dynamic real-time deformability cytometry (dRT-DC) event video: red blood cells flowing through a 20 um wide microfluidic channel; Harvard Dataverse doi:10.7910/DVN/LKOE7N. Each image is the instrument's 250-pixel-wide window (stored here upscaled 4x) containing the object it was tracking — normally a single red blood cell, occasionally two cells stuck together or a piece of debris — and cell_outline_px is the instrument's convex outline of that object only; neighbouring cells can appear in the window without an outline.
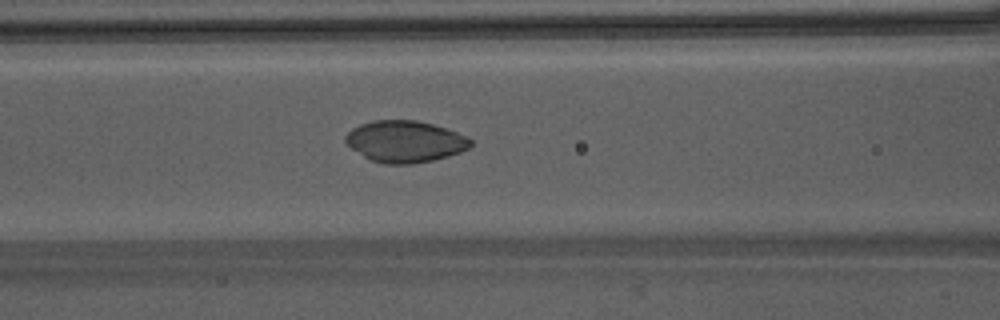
{"species": "Egyptian fruit bat (a non-hibernating species)", "species_latin": "Rousettus aegyptiacus", "temperature_condition": "warm", "stored_images_in_passage": 31, "camera_frame_rate_fps": 3000, "um_per_image_px": 0.085, "animal": {"sex": "male"}, "frame": {"image": 1, "passage_image": 7, "time_ms": 2.0, "image_size_px": [1000, 320], "cell_outline_px": [[472, 144], [468, 148], [460, 152], [448, 156], [432, 160], [412, 164], [384, 164], [372, 160], [364, 156], [352, 148], [344, 140], [344, 136], [352, 128], [360, 124], [372, 120], [416, 120], [432, 124], [468, 136], [472, 140]], "centroid_in_image_um": [34.42, 12.02], "position_along_channel_um": 132.2, "area_um2": 30.23}}
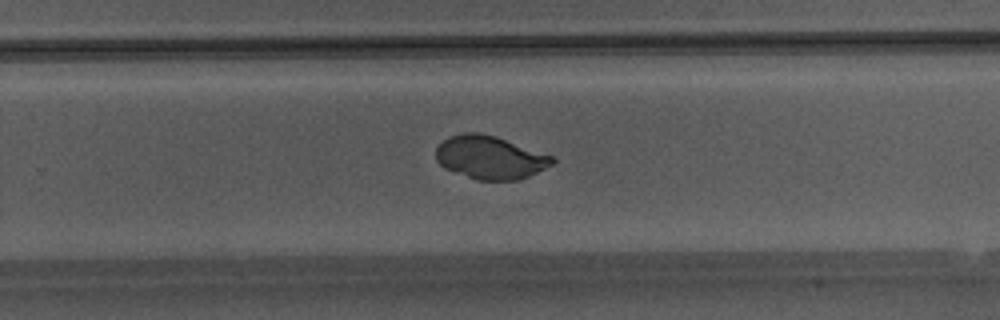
{"frame": {"image": 2, "passage_image": 18, "time_ms": 5.667, "image_size_px": [1000, 320], "cell_outline_px": [[556, 160], [552, 164], [520, 180], [476, 180], [444, 168], [436, 160], [436, 148], [448, 136], [464, 132], [476, 132], [496, 136], [552, 156]], "centroid_in_image_um": [41.62, 13.38], "position_along_channel_um": 288.2, "area_um2": 29.13}}
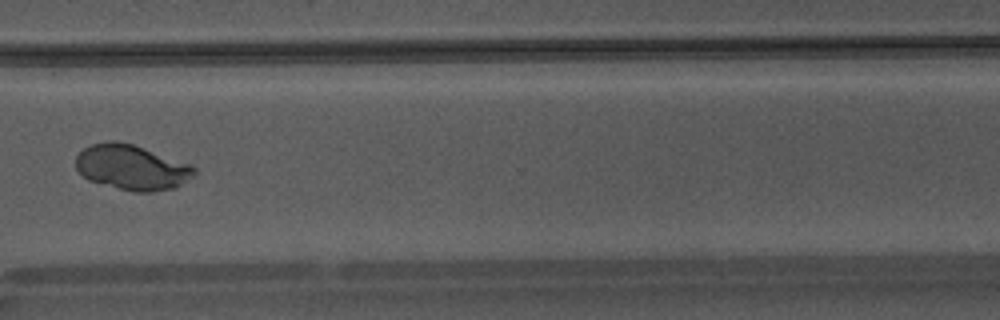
{"frame": {"image": 3, "passage_image": 23, "time_ms": 7.333, "image_size_px": [1000, 320], "cell_outline_px": [[196, 172], [192, 176], [176, 188], [148, 192], [136, 192], [88, 180], [76, 168], [76, 156], [84, 148], [92, 144], [108, 140], [116, 140], [132, 144], [192, 164], [196, 168]], "centroid_in_image_um": [11.22, 14.21], "position_along_channel_um": 359.4, "area_um2": 31.04}, "authors_computed_cell_mechanics": {"area_um2": 29.9404, "velocity_mm_per_s": 4.2646, "shape_relaxation_time_tau1_ms": 3.0101, "shape_relaxation_time_tau2_ms": null, "deformation_change_tau1": 0.0451, "deformation_change_tau2": null}}